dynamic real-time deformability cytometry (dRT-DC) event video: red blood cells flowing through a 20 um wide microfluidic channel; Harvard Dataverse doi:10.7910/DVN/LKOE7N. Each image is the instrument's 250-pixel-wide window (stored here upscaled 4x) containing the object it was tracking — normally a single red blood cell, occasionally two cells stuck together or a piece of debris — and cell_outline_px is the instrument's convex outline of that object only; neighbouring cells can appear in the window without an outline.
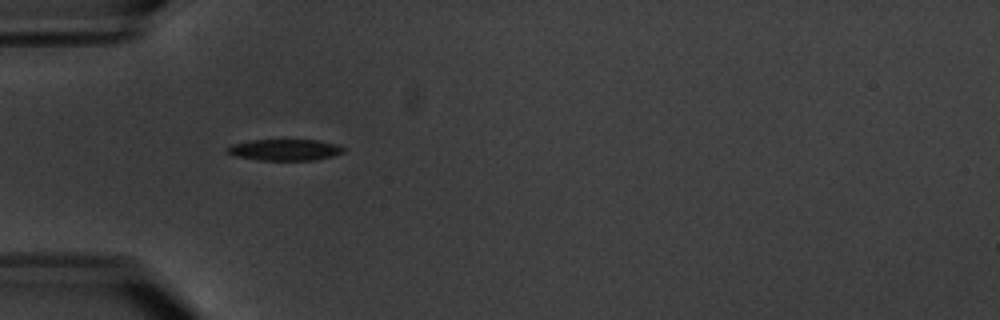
{"species": "common noctule bat (a hibernating species)", "species_latin": "Nyctalus noctula", "temperature_condition": "warm", "stored_images_in_passage": 5, "camera_frame_rate_fps": 3000, "um_per_image_px": 0.085, "animal": {"sex": "male", "body_mass_g": 20.1, "forearm_length_mm": 53.5}, "frame": {"image": 1, "passage_image": 4, "time_ms": 3.667, "image_size_px": [1000, 320], "cell_outline_px": [[344, 152], [332, 156], [316, 160], [256, 160], [236, 156], [228, 152], [224, 148], [232, 144], [248, 140], [320, 140], [340, 144], [344, 148]], "centroid_in_image_um": [24.23, 12.73], "position_along_channel_um": 60.8, "area_um2": 14.62}}